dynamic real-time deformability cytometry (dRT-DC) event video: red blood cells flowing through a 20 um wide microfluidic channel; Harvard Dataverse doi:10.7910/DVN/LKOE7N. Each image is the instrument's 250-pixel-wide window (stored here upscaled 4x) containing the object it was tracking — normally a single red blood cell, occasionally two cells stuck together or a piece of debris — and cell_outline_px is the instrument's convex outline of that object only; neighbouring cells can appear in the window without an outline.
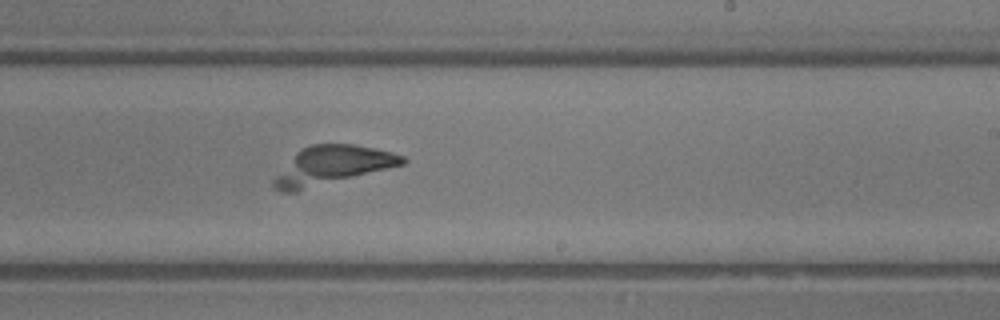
{"species": "common noctule bat (a hibernating species)", "species_latin": "Nyctalus noctula", "temperature_condition": "room temperature", "stored_images_in_passage": 45, "camera_frame_rate_fps": 3000, "um_per_image_px": 0.085, "animal": {"sex": "male", "body_mass_g": 13.3}, "frame": {"image": 1, "passage_image": 27, "time_ms": 8.667, "image_size_px": [1000, 320], "cell_outline_px": [[408, 160], [404, 164], [296, 192], [280, 192], [272, 188], [272, 180], [296, 152], [312, 144], [352, 144], [376, 148], [392, 152], [404, 156]], "centroid_in_image_um": [28.21, 14.07], "position_along_channel_um": 260.8, "area_um2": 28.67}}
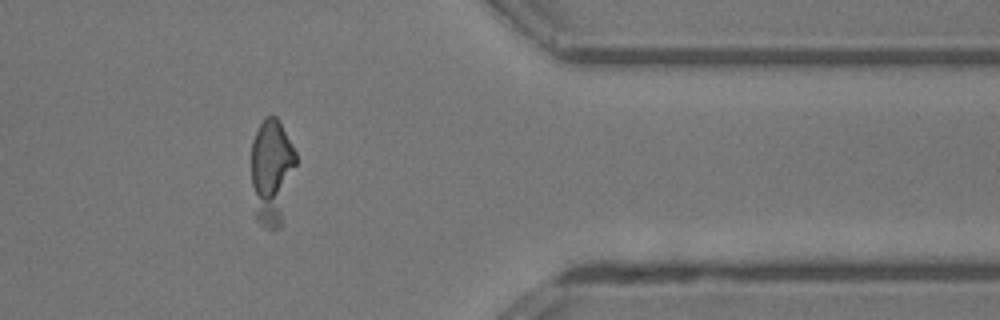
{"frame": {"image": 2, "passage_image": 37, "time_ms": 12.0, "image_size_px": [1000, 320], "cell_outline_px": [[296, 164], [280, 228], [268, 228], [260, 224], [256, 220], [252, 184], [252, 140], [264, 116], [276, 116], [280, 120], [296, 152]], "centroid_in_image_um": [23.1, 14.56], "position_along_channel_um": 388.3, "area_um2": 27.46}}
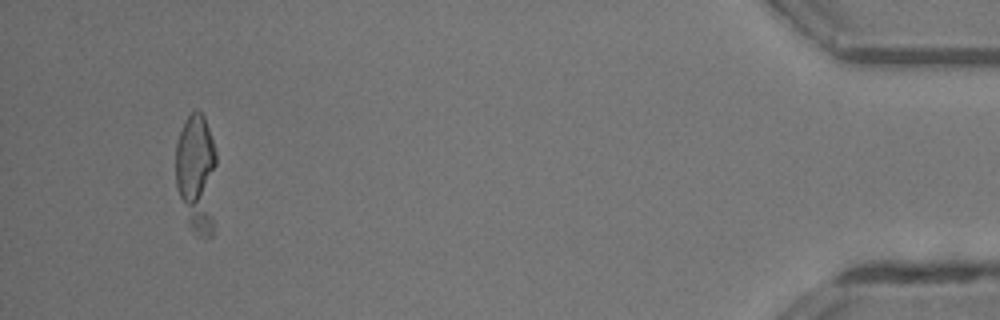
{"frame": {"image": 3, "passage_image": 43, "time_ms": 14.0, "image_size_px": [1000, 320], "cell_outline_px": [[216, 164], [212, 236], [208, 236], [192, 228], [188, 224], [176, 188], [176, 144], [184, 120], [196, 108], [204, 116], [216, 152]], "centroid_in_image_um": [16.7, 14.67], "position_along_channel_um": 418.5, "area_um2": 28.21}}